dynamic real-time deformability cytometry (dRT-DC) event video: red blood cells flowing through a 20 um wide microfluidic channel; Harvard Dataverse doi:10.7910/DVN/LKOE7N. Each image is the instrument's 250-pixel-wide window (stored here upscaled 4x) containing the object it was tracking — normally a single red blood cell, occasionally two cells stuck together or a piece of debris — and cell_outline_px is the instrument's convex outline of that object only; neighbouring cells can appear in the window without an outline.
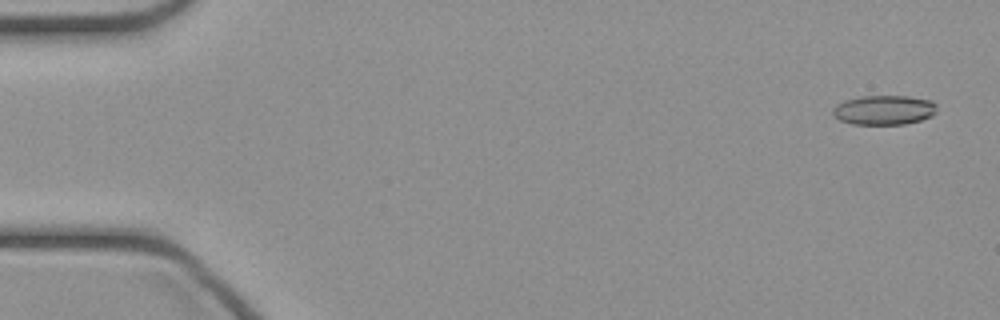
{"species": "common noctule bat (a hibernating species)", "species_latin": "Nyctalus noctula", "temperature_condition": "cold", "stored_images_in_passage": 45, "camera_frame_rate_fps": 3000, "um_per_image_px": 0.085, "animal": {"sex": "female", "body_mass_g": 21.9}, "frame": {"image": 1, "passage_image": 1, "time_ms": 0.0, "image_size_px": [1000, 320], "cell_outline_px": [[936, 112], [932, 116], [920, 120], [904, 124], [852, 124], [840, 120], [832, 112], [832, 108], [836, 104], [844, 100], [860, 96], [908, 96], [932, 100], [936, 104]], "centroid_in_image_um": [75.14, 9.34], "position_along_channel_um": 9.9, "area_um2": 17.98}}
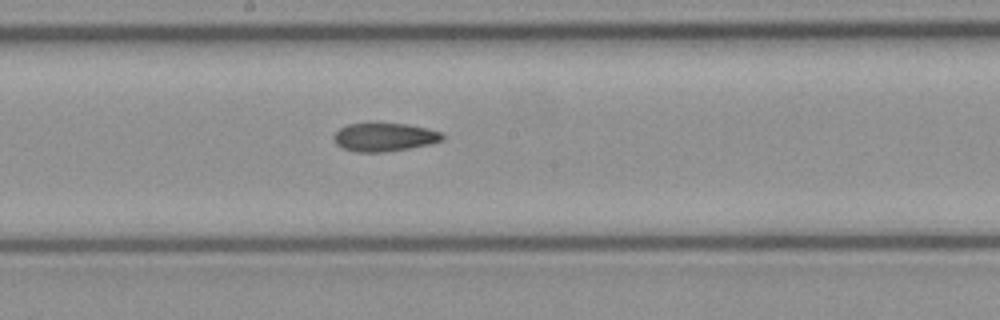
{"frame": {"image": 2, "passage_image": 24, "time_ms": 7.667, "image_size_px": [1000, 320], "cell_outline_px": [[444, 140], [428, 144], [408, 148], [384, 152], [356, 152], [344, 148], [336, 144], [332, 140], [332, 136], [340, 128], [348, 124], [368, 120], [372, 120], [408, 124], [440, 132], [444, 136]], "centroid_in_image_um": [32.6, 11.6], "position_along_channel_um": 215.6, "area_um2": 18.61}}
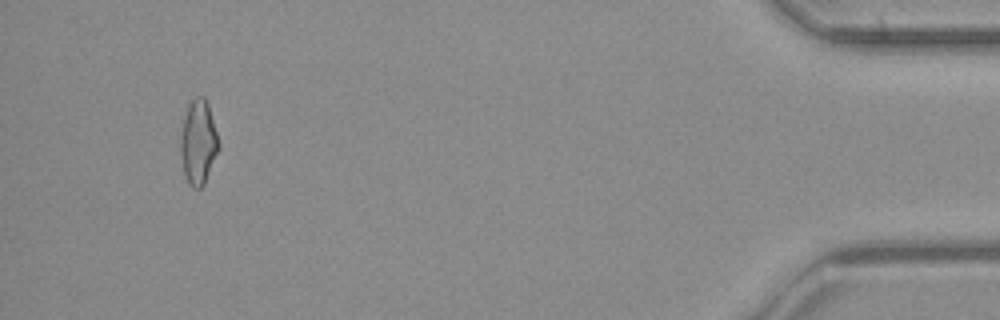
{"frame": {"image": 3, "passage_image": 43, "time_ms": 14.0, "image_size_px": [1000, 320], "cell_outline_px": [[220, 148], [204, 184], [200, 188], [192, 188], [188, 184], [184, 176], [180, 152], [180, 136], [188, 104], [196, 96], [204, 96], [208, 104], [220, 144]], "centroid_in_image_um": [16.85, 12.12], "position_along_channel_um": 418.3, "area_um2": 18.84}}